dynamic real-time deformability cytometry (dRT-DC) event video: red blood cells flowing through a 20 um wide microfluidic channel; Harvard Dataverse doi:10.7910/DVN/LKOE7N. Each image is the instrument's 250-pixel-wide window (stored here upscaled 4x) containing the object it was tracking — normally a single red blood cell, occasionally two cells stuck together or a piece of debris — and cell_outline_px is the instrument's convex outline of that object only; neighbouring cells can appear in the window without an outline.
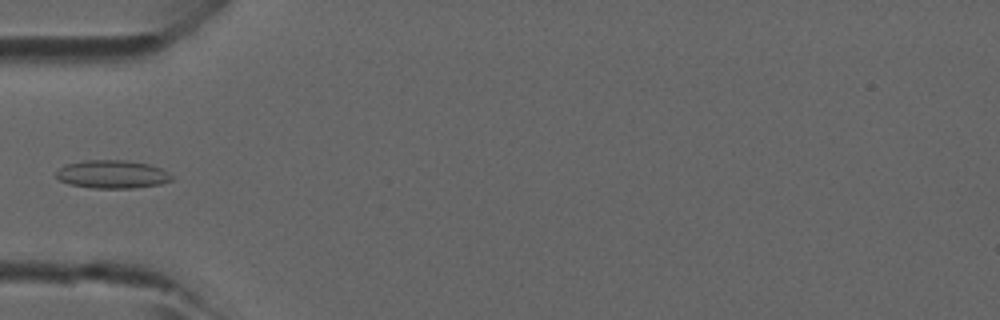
{"species": "common noctule bat (a hibernating species)", "species_latin": "Nyctalus noctula", "temperature_condition": "room temperature", "stored_images_in_passage": 4, "camera_frame_rate_fps": 3000, "um_per_image_px": 0.085, "animal": {"sex": "male", "forearm_length_mm": 52.5}, "frame": {"image": 1, "passage_image": 3, "time_ms": 0.667, "image_size_px": [1000, 320], "cell_outline_px": [[172, 180], [160, 184], [136, 188], [92, 188], [68, 184], [60, 180], [56, 176], [56, 172], [64, 164], [84, 160], [124, 160], [148, 164], [160, 168], [168, 172], [172, 176]], "centroid_in_image_um": [9.52, 14.81], "position_along_channel_um": 75.5, "area_um2": 19.02}}
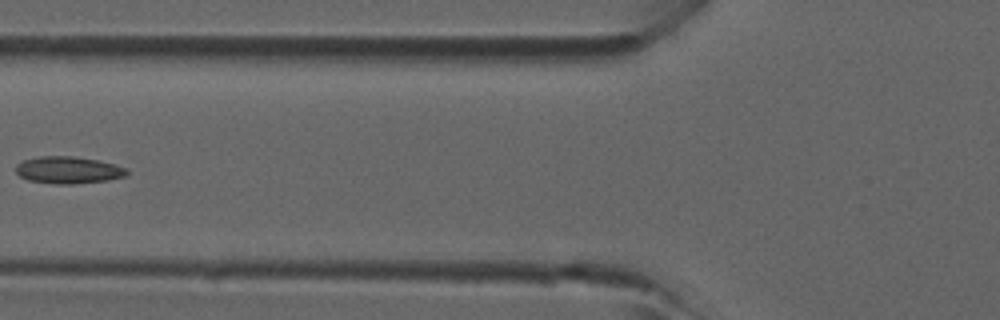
{"frame": {"image": 2, "passage_image": 4, "time_ms": 1.0, "image_size_px": [1000, 320], "cell_outline_px": [[128, 176], [108, 180], [72, 184], [56, 184], [28, 180], [20, 176], [16, 172], [16, 164], [24, 160], [40, 156], [72, 156], [100, 160], [128, 168]], "centroid_in_image_um": [5.84, 14.45], "position_along_channel_um": 120.0, "area_um2": 17.63}}